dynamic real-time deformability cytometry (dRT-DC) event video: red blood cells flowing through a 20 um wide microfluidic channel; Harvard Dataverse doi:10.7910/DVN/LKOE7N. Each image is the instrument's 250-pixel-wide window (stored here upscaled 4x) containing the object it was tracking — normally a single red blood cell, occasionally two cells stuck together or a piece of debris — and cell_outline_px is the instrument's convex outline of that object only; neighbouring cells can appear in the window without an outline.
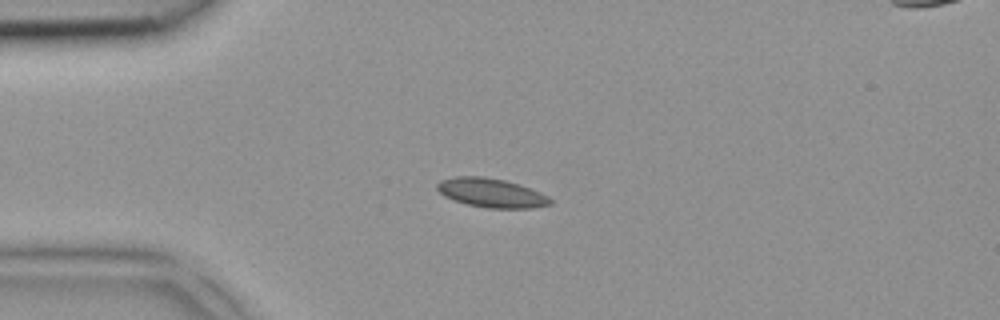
{"species": "common noctule bat (a hibernating species)", "species_latin": "Nyctalus noctula", "temperature_condition": "room temperature", "stored_images_in_passage": 3, "camera_frame_rate_fps": 3000, "um_per_image_px": 0.085, "animal": {"sex": "female", "body_mass_g": 18.4}, "frame": {"image": 1, "passage_image": 3, "time_ms": 0.667, "image_size_px": [1000, 320], "cell_outline_px": [[552, 204], [532, 208], [488, 208], [468, 204], [444, 196], [436, 188], [436, 184], [440, 180], [456, 176], [484, 176], [504, 180], [540, 192], [548, 196], [552, 200]], "centroid_in_image_um": [41.75, 16.39], "position_along_channel_um": 43.2, "area_um2": 18.96}}